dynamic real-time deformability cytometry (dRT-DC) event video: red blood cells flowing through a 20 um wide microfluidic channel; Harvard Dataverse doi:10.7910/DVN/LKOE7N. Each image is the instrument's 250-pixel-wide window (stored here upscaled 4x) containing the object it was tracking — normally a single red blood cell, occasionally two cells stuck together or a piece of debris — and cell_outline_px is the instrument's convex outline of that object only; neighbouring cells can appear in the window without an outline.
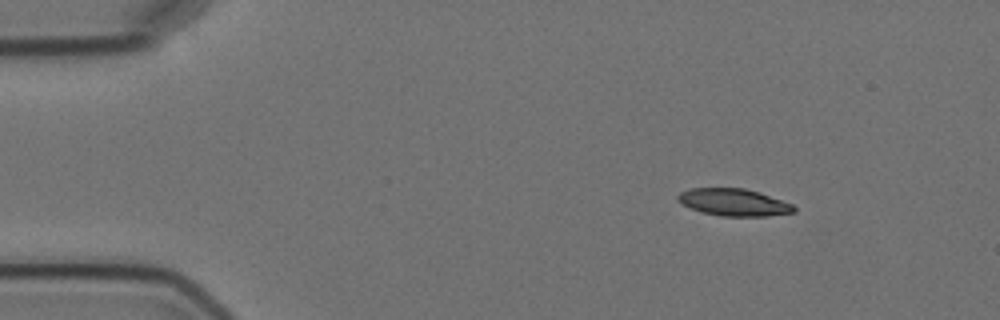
{"species": "Egyptian fruit bat (a non-hibernating species)", "species_latin": "Rousettus aegyptiacus", "temperature_condition": "cold", "stored_images_in_passage": 11, "camera_frame_rate_fps": 3000, "um_per_image_px": 0.085, "animal": {"sex": "female"}, "frame": {"image": 1, "passage_image": 2, "time_ms": 2.333, "image_size_px": [1000, 320], "cell_outline_px": [[796, 212], [768, 216], [720, 216], [700, 212], [680, 204], [676, 200], [676, 196], [680, 192], [688, 188], [744, 188], [760, 192], [792, 204], [796, 208]], "centroid_in_image_um": [62.33, 17.2], "position_along_channel_um": 22.7, "area_um2": 18.67}}
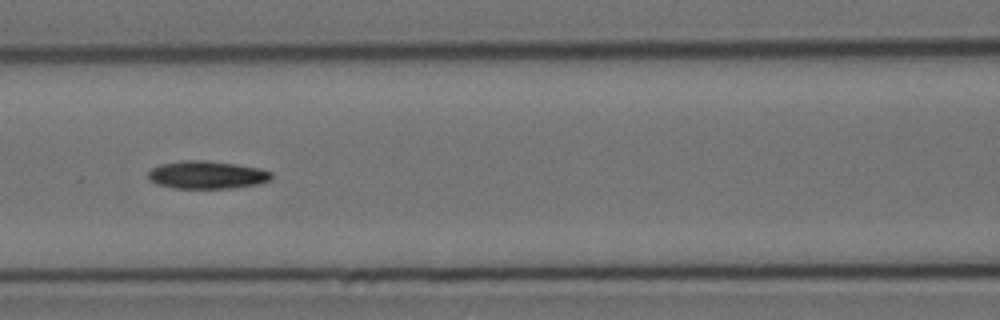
{"frame": {"image": 2, "passage_image": 7, "time_ms": 8.0, "image_size_px": [1000, 320], "cell_outline_px": [[272, 180], [260, 184], [232, 188], [172, 188], [156, 184], [148, 180], [148, 172], [152, 168], [160, 164], [184, 160], [208, 160], [236, 164], [260, 168], [272, 172]], "centroid_in_image_um": [17.6, 14.86], "position_along_channel_um": 149.0, "area_um2": 20.29}}
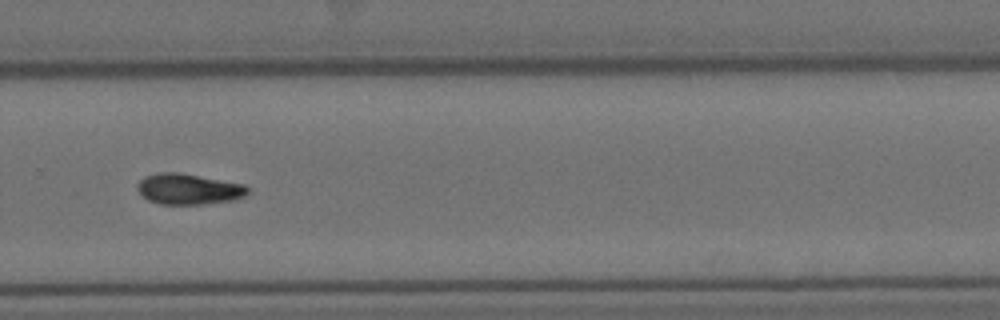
{"frame": {"image": 3, "passage_image": 11, "time_ms": 12.667, "image_size_px": [1000, 320], "cell_outline_px": [[248, 192], [244, 196], [236, 200], [200, 204], [160, 204], [148, 200], [136, 188], [136, 184], [144, 176], [156, 172], [176, 172], [244, 184], [248, 188]], "centroid_in_image_um": [16.0, 16.07], "position_along_channel_um": 313.8, "area_um2": 19.71}}